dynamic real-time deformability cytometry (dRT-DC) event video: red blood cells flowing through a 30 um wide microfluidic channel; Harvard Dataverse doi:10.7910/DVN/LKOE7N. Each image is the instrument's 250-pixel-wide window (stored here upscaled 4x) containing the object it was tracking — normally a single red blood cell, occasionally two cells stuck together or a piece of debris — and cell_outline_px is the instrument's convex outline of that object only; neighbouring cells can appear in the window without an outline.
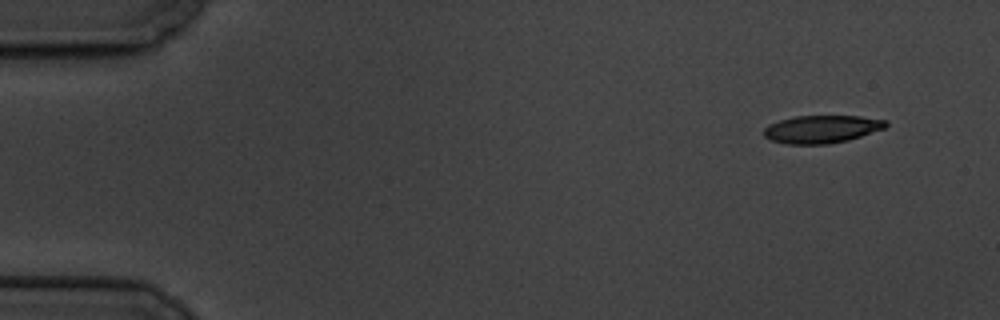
{"species": "common noctule bat (a hibernating species)", "species_latin": "Nyctalus noctula", "temperature_condition": "cold", "stored_images_in_passage": 4, "camera_frame_rate_fps": 3000, "um_per_image_px": 0.085, "animal": {"sex": "male", "body_mass_g": 19.5, "forearm_length_mm": 54.6}, "frame": {"image": 1, "passage_image": 1, "time_ms": 0.0, "image_size_px": [1000, 320], "cell_outline_px": [[888, 124], [884, 128], [848, 140], [828, 144], [788, 144], [772, 140], [764, 136], [764, 128], [768, 124], [780, 120], [796, 116], [860, 116], [888, 120]], "centroid_in_image_um": [69.84, 10.97], "position_along_channel_um": 15.2, "area_um2": 19.65}}